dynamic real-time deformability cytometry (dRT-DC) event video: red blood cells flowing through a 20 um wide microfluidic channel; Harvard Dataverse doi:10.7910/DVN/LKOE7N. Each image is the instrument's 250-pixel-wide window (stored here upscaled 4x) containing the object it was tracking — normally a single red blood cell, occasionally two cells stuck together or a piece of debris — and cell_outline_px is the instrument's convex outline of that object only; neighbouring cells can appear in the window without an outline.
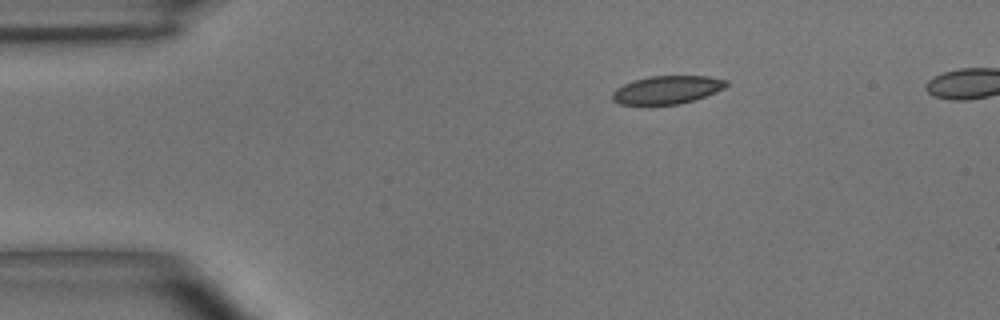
{"species": "common noctule bat (a hibernating species)", "species_latin": "Nyctalus noctula", "temperature_condition": "room temperature", "stored_images_in_passage": 5, "camera_frame_rate_fps": 3000, "um_per_image_px": 0.085, "animal": {"sex": "male", "body_mass_g": 15.6}, "frame": {"image": 1, "passage_image": 1, "time_ms": 0.0, "image_size_px": [1000, 320], "cell_outline_px": [[728, 84], [724, 88], [716, 92], [680, 104], [620, 104], [612, 100], [612, 92], [616, 88], [624, 84], [648, 76], [708, 76], [728, 80]], "centroid_in_image_um": [56.71, 7.62], "position_along_channel_um": 28.3, "area_um2": 18.5}}
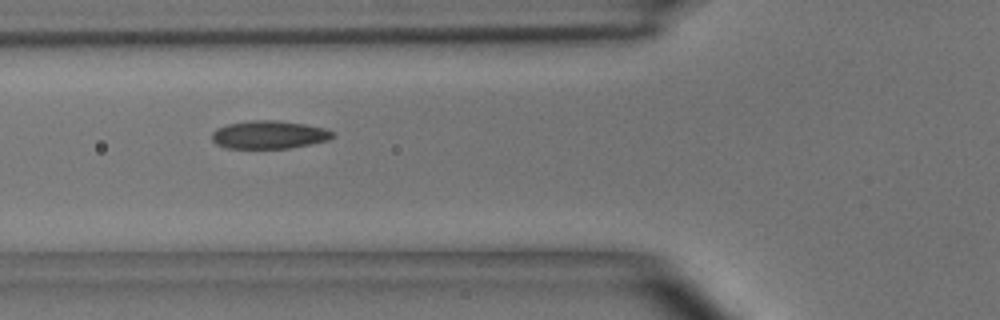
{"frame": {"image": 2, "passage_image": 4, "time_ms": 3.333, "image_size_px": [1000, 320], "cell_outline_px": [[336, 136], [328, 140], [288, 148], [224, 148], [216, 144], [212, 140], [212, 132], [216, 128], [228, 124], [248, 120], [276, 120], [304, 124], [324, 128], [332, 132]], "centroid_in_image_um": [22.83, 11.45], "position_along_channel_um": 103.0, "area_um2": 19.71}}